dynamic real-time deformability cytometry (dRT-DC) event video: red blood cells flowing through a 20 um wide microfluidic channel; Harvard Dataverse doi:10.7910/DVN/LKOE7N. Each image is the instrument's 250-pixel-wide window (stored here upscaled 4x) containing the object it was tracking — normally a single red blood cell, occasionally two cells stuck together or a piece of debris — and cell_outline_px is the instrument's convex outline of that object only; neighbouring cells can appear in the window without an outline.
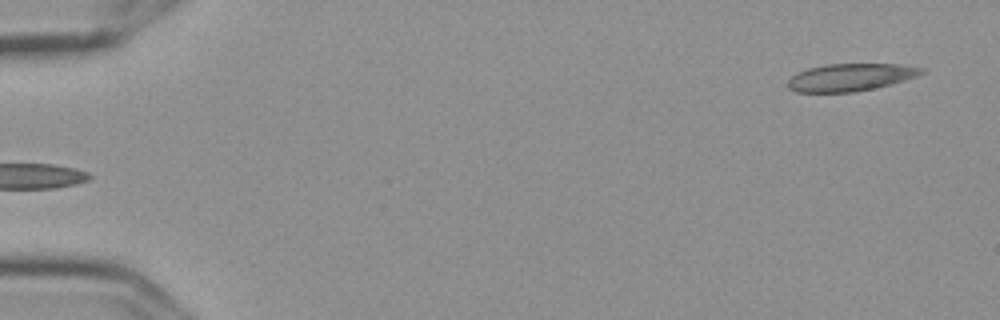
{"species": "Egyptian fruit bat (a non-hibernating species)", "species_latin": "Rousettus aegyptiacus", "temperature_condition": "cold", "stored_images_in_passage": 6, "segment_of_instrument_passage": [2, 2], "camera_frame_rate_fps": 3000, "um_per_image_px": 0.085, "frame": {"image": 1, "passage_image": 6, "time_ms": 1.667, "image_size_px": [1000, 320], "cell_outline_px": [[924, 72], [916, 76], [904, 80], [872, 88], [852, 92], [796, 92], [788, 88], [788, 80], [796, 72], [808, 68], [824, 64], [900, 64], [924, 68]], "centroid_in_image_um": [72.24, 6.56], "position_along_channel_um": 12.8, "area_um2": 21.21}}